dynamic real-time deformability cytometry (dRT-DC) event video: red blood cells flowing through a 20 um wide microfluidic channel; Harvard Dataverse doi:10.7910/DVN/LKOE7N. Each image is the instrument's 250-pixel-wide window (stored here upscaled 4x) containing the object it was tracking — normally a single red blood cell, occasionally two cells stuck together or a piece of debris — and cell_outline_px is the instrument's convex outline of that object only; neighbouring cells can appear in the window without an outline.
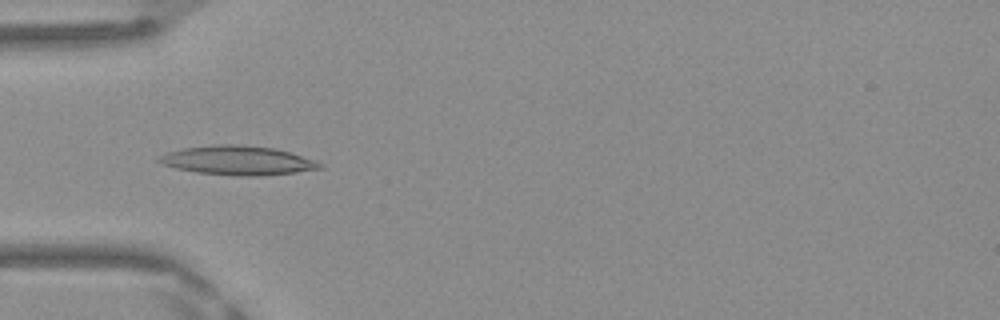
{"species": "Egyptian fruit bat (a non-hibernating species)", "species_latin": "Rousettus aegyptiacus", "temperature_condition": "warm", "stored_images_in_passage": 47, "camera_frame_rate_fps": 3000, "um_per_image_px": 0.085, "frame": {"image": 1, "passage_image": 14, "time_ms": 4.333, "image_size_px": [1000, 320], "cell_outline_px": [[324, 168], [296, 172], [260, 176], [236, 176], [196, 172], [176, 168], [164, 164], [156, 160], [160, 156], [168, 152], [184, 148], [216, 144], [236, 144], [276, 148], [324, 164]], "centroid_in_image_um": [20.21, 13.64], "position_along_channel_um": 64.8, "area_um2": 27.11}}
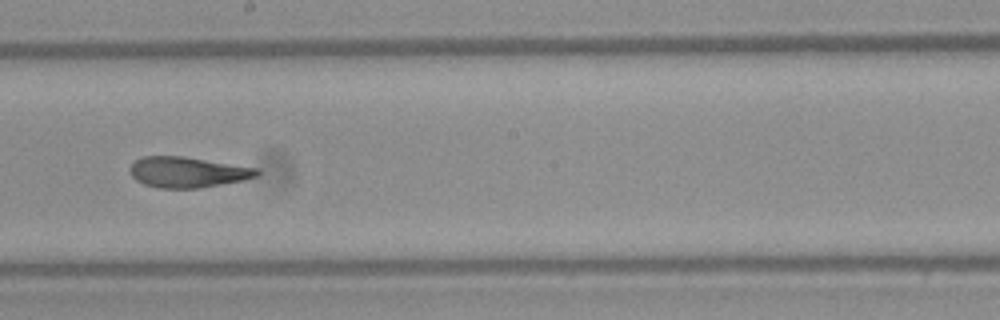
{"frame": {"image": 2, "passage_image": 26, "time_ms": 8.333, "image_size_px": [1000, 320], "cell_outline_px": [[260, 172], [256, 176], [244, 180], [200, 188], [160, 188], [144, 184], [136, 180], [132, 176], [128, 168], [140, 156], [184, 156], [256, 168]], "centroid_in_image_um": [15.9, 14.63], "position_along_channel_um": 232.3, "area_um2": 22.6}}
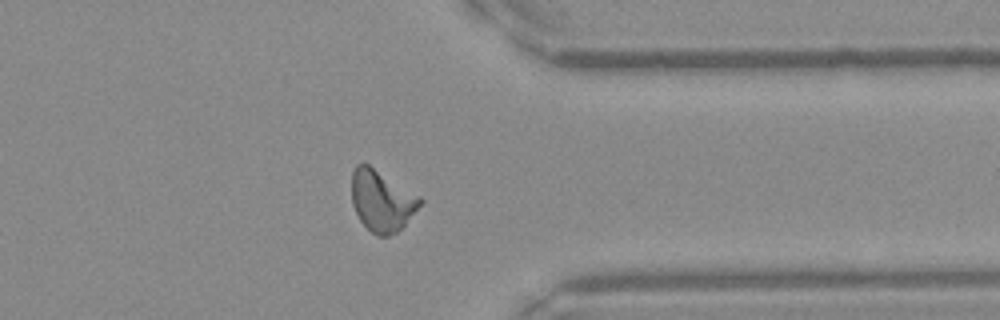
{"frame": {"image": 3, "passage_image": 37, "time_ms": 12.0, "image_size_px": [1000, 320], "cell_outline_px": [[424, 200], [404, 224], [396, 232], [388, 236], [376, 236], [360, 220], [352, 204], [352, 172], [356, 164], [368, 164], [420, 196]], "centroid_in_image_um": [32.43, 17.05], "position_along_channel_um": 379.0, "area_um2": 23.99}, "authors_computed_cell_mechanics": {"area_um2": 23.4668, "velocity_mm_per_s": 4.1906, "shape_relaxation_time_tau1_ms": 7.0216, "shape_relaxation_time_tau2_ms": 1.9177, "deformation_change_tau1": 0.2395, "deformation_change_tau2": 0.1078}}